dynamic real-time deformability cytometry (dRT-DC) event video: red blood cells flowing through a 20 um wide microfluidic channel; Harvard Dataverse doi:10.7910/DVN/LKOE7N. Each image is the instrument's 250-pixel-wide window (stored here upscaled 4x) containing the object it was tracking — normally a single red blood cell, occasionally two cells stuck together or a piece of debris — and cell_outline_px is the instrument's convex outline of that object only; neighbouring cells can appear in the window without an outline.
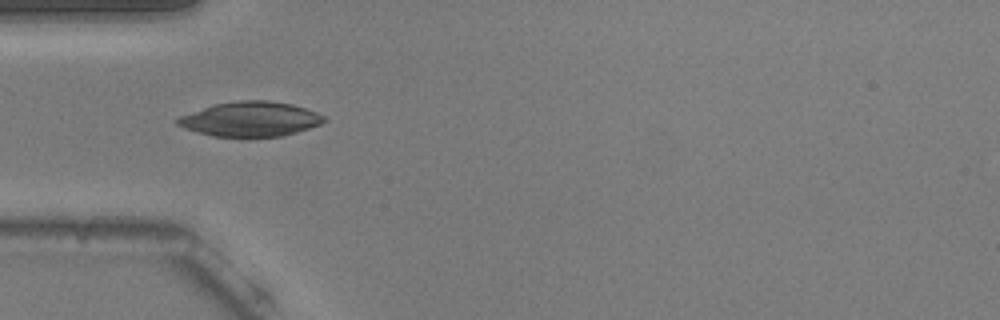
{"species": "common noctule bat (a hibernating species)", "species_latin": "Nyctalus noctula", "temperature_condition": "warm", "stored_images_in_passage": 38, "camera_frame_rate_fps": 3000, "um_per_image_px": 0.085, "animal": {"sex": "male", "body_mass_g": 20.5, "forearm_length_mm": 52.5}, "frame": {"image": 1, "passage_image": 1, "time_ms": 0.0, "image_size_px": [1000, 320], "cell_outline_px": [[328, 120], [320, 124], [296, 132], [280, 136], [248, 140], [212, 136], [196, 132], [184, 128], [176, 124], [172, 120], [180, 116], [216, 104], [240, 100], [268, 100], [292, 104], [316, 112], [324, 116]], "centroid_in_image_um": [21.26, 10.17], "position_along_channel_um": 63.7, "area_um2": 30.35}}
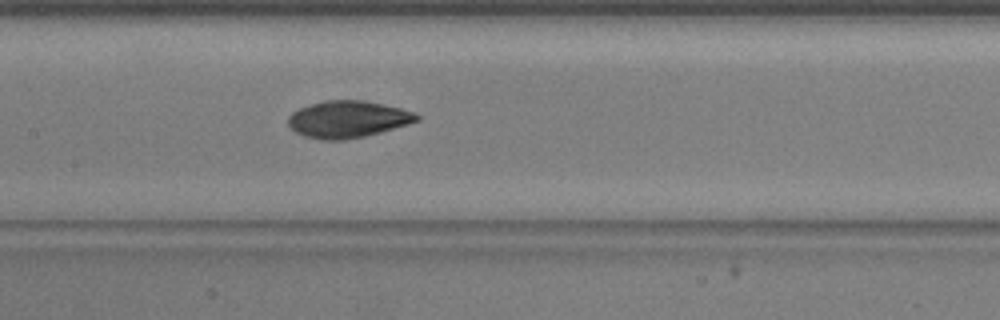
{"frame": {"image": 2, "passage_image": 10, "time_ms": 3.0, "image_size_px": [1000, 320], "cell_outline_px": [[420, 120], [408, 124], [380, 132], [364, 136], [344, 140], [320, 140], [304, 136], [296, 132], [288, 124], [288, 116], [292, 112], [300, 108], [324, 100], [364, 100], [384, 104], [400, 108], [412, 112], [420, 116]], "centroid_in_image_um": [29.55, 10.14], "position_along_channel_um": 177.8, "area_um2": 27.57}}
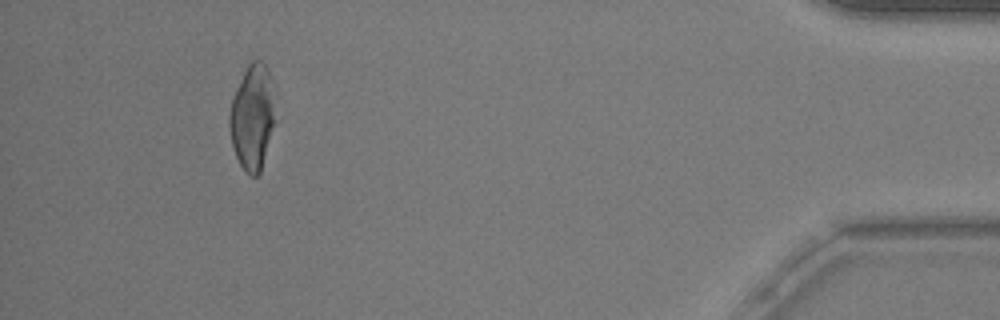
{"frame": {"image": 3, "passage_image": 34, "time_ms": 11.0, "image_size_px": [1000, 320], "cell_outline_px": [[272, 124], [260, 172], [256, 176], [252, 176], [244, 172], [236, 156], [232, 144], [228, 124], [228, 116], [232, 96], [248, 64], [252, 60], [260, 60], [268, 68], [272, 108]], "centroid_in_image_um": [21.36, 9.97], "position_along_channel_um": 413.8, "area_um2": 26.88}, "authors_computed_cell_mechanics": {"area_um2": 27.9752, "velocity_mm_per_s": 3.7771, "shape_relaxation_time_tau1_ms": 4.6169, "shape_relaxation_time_tau2_ms": 3.3171, "deformation_change_tau1": 0.135, "deformation_change_tau2": 0.0707}}